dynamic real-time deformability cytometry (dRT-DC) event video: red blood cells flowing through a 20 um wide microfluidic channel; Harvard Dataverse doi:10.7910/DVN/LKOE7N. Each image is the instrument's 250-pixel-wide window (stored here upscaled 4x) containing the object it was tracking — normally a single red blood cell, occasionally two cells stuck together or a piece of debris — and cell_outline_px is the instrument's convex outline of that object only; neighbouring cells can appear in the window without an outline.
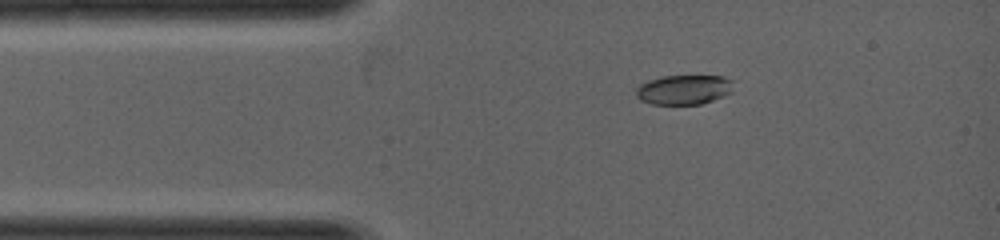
{"species": "common noctule bat (a hibernating species)", "species_latin": "Nyctalus noctula", "temperature_condition": "warm", "stored_images_in_passage": 34, "camera_frame_rate_fps": 5000, "um_per_image_px": 0.085, "animal": {"sex": "female", "body_mass_g": 19.0, "forearm_length_mm": 53.3}, "frame": {"image": 1, "passage_image": 3, "time_ms": 0.4, "image_size_px": [1000, 240], "cell_outline_px": [[732, 92], [712, 100], [700, 104], [652, 104], [640, 100], [636, 96], [636, 88], [640, 84], [648, 80], [660, 76], [724, 76], [732, 80]], "centroid_in_image_um": [58.1, 7.61], "position_along_channel_um": 26.9, "area_um2": 16.82}}
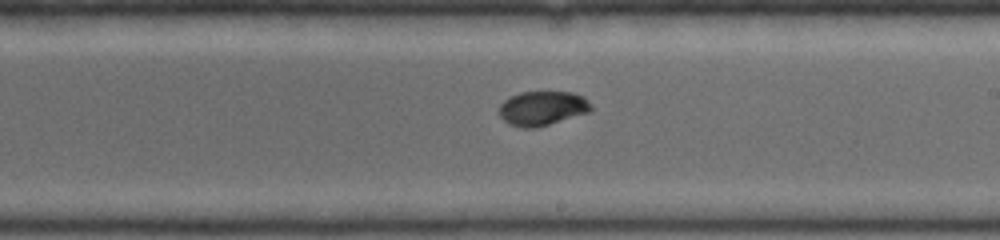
{"frame": {"image": 2, "passage_image": 17, "time_ms": 3.2, "image_size_px": [1000, 240], "cell_outline_px": [[592, 112], [536, 128], [520, 128], [508, 124], [500, 116], [500, 104], [508, 96], [520, 92], [572, 92], [584, 96], [592, 104]], "centroid_in_image_um": [46.13, 9.21], "position_along_channel_um": 242.9, "area_um2": 18.79}}
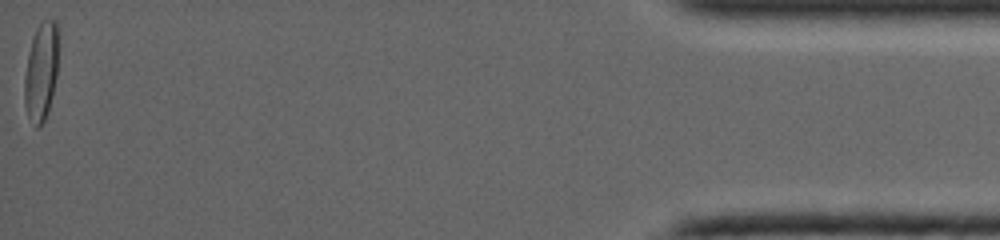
{"frame": {"image": 3, "passage_image": 34, "time_ms": 6.6, "image_size_px": [1000, 240], "cell_outline_px": [[60, 36], [56, 76], [52, 96], [48, 112], [40, 128], [36, 128], [28, 116], [24, 104], [24, 76], [28, 52], [36, 28], [44, 20], [56, 20], [60, 28]], "centroid_in_image_um": [3.52, 6.04], "position_along_channel_um": 431.7, "area_um2": 20.0}}